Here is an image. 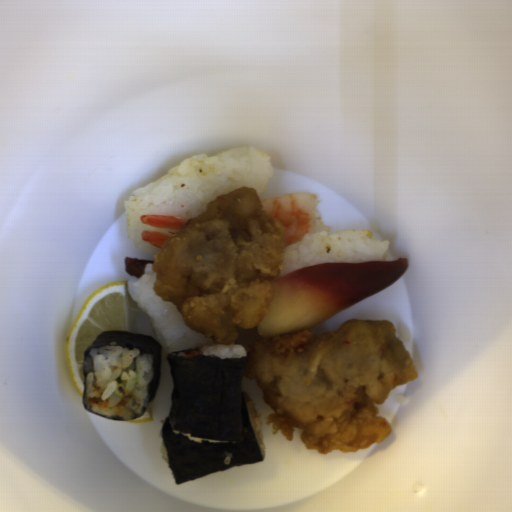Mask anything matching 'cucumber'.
I'll use <instances>...</instances> for the list:
<instances>
[{"instance_id": "obj_1", "label": "cucumber", "mask_w": 512, "mask_h": 512, "mask_svg": "<svg viewBox=\"0 0 512 512\" xmlns=\"http://www.w3.org/2000/svg\"><path fill=\"white\" fill-rule=\"evenodd\" d=\"M116 381L117 384H121L123 383V379L120 378V377H117L116 379H114Z\"/></svg>"}]
</instances>
